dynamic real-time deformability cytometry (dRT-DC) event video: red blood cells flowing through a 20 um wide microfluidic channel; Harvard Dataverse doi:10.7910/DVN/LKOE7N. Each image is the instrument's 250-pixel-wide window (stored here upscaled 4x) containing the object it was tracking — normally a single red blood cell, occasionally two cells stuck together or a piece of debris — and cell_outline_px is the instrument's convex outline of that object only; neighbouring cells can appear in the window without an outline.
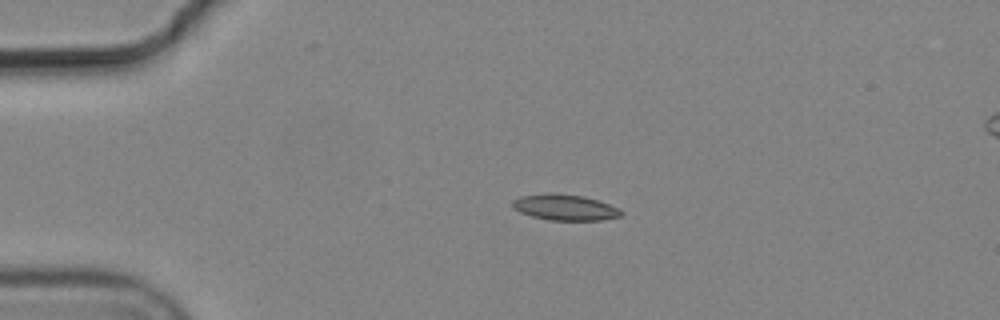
{"species": "common noctule bat (a hibernating species)", "species_latin": "Nyctalus noctula", "temperature_condition": "cold", "stored_images_in_passage": 3, "segment_of_instrument_passage": [1, 2], "camera_frame_rate_fps": 3000, "um_per_image_px": 0.085, "animal": {"sex": "male", "body_mass_g": 19.2, "forearm_length_mm": 51.8}, "frame": {"image": 1, "passage_image": 1, "time_ms": 0.0, "image_size_px": [1000, 320], "cell_outline_px": [[624, 212], [620, 216], [600, 220], [548, 220], [532, 216], [520, 212], [512, 208], [512, 200], [520, 196], [584, 196], [620, 208]], "centroid_in_image_um": [48.06, 17.68], "position_along_channel_um": 36.9, "area_um2": 15.55}}